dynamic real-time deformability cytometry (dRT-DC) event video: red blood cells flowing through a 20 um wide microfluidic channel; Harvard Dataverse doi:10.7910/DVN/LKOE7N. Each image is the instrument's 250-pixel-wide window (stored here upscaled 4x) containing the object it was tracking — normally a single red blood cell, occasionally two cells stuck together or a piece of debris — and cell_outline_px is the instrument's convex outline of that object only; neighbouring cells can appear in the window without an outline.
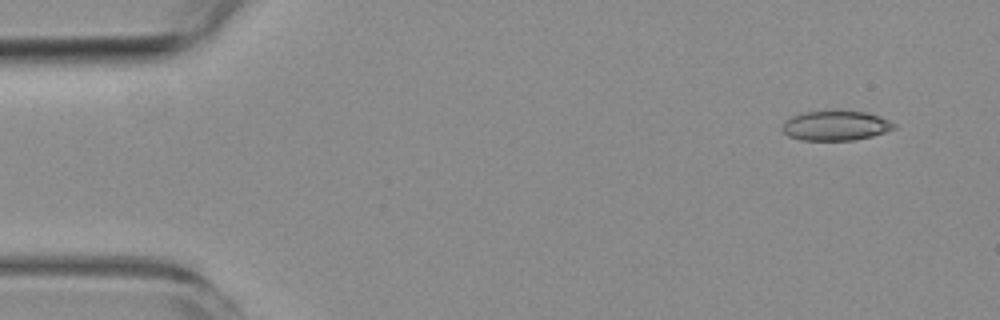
{"species": "common noctule bat (a hibernating species)", "species_latin": "Nyctalus noctula", "temperature_condition": "room temperature", "stored_images_in_passage": 4, "camera_frame_rate_fps": 3000, "um_per_image_px": 0.085, "animal": {"sex": "female", "body_mass_g": 19.3, "forearm_length_mm": 54.1}, "frame": {"image": 1, "passage_image": 1, "time_ms": 0.0, "image_size_px": [1000, 320], "cell_outline_px": [[896, 128], [872, 136], [852, 140], [800, 140], [788, 136], [780, 128], [784, 120], [792, 116], [804, 112], [840, 108], [864, 112], [880, 116], [896, 124]], "centroid_in_image_um": [71.0, 10.64], "position_along_channel_um": 14.0, "area_um2": 20.0}}